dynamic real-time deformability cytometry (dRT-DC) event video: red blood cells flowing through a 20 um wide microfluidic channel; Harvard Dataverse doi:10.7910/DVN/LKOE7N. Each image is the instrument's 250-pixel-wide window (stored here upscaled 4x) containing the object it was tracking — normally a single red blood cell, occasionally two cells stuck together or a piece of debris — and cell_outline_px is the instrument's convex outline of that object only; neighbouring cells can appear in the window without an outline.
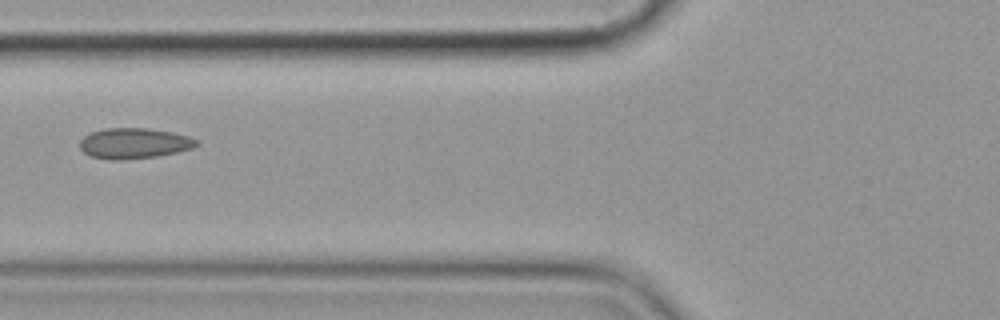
{"species": "common noctule bat (a hibernating species)", "species_latin": "Nyctalus noctula", "temperature_condition": "cold", "stored_images_in_passage": 7, "camera_frame_rate_fps": 3000, "um_per_image_px": 0.085, "animal": {"sex": "female", "body_mass_g": 19.9}, "frame": {"image": 1, "passage_image": 7, "time_ms": 7.0, "image_size_px": [1000, 320], "cell_outline_px": [[200, 144], [192, 148], [176, 152], [156, 156], [124, 160], [108, 160], [88, 156], [80, 148], [80, 140], [84, 136], [92, 132], [104, 128], [148, 128], [172, 132], [188, 136], [200, 140]], "centroid_in_image_um": [11.39, 12.18], "position_along_channel_um": 114.4, "area_um2": 20.98}}